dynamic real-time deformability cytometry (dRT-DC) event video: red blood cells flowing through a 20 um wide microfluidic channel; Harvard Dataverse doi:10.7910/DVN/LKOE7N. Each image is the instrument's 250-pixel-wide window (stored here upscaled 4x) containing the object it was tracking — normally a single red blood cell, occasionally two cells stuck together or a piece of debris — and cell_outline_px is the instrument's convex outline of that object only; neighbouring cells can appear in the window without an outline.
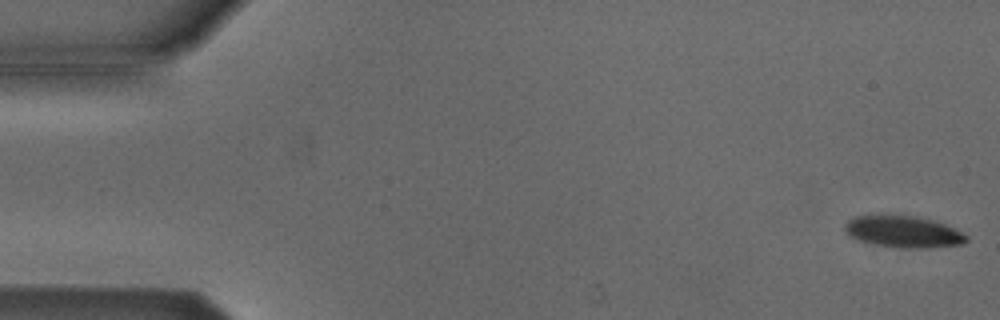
{"species": "Egyptian fruit bat (a non-hibernating species)", "species_latin": "Rousettus aegyptiacus", "temperature_condition": "cold", "stored_images_in_passage": 10, "camera_frame_rate_fps": 3000, "um_per_image_px": 0.085, "animal": {"sex": "male"}, "frame": {"image": 1, "passage_image": 1, "time_ms": 0.0, "image_size_px": [1000, 320], "cell_outline_px": [[968, 240], [964, 244], [928, 248], [904, 248], [876, 244], [860, 240], [852, 236], [844, 228], [844, 224], [848, 220], [856, 216], [884, 212], [916, 216], [936, 220], [968, 236]], "centroid_in_image_um": [76.78, 19.65], "position_along_channel_um": 8.2, "area_um2": 22.89}}